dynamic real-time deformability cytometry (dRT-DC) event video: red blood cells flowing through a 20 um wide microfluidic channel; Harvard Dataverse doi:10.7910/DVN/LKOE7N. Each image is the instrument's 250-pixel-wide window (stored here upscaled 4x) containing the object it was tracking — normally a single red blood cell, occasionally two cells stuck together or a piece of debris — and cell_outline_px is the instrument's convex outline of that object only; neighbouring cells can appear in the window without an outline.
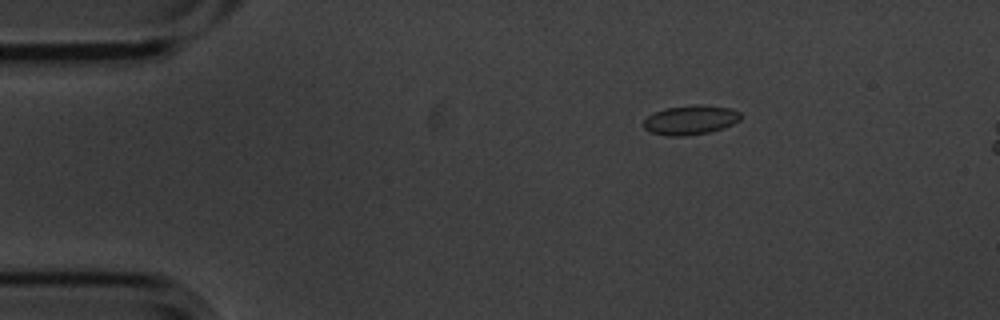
{"species": "common noctule bat (a hibernating species)", "species_latin": "Nyctalus noctula", "temperature_condition": "cold", "stored_images_in_passage": 4, "camera_frame_rate_fps": 3000, "um_per_image_px": 0.085, "animal": {"sex": "male", "body_mass_g": 20.1, "forearm_length_mm": 53.5}, "frame": {"image": 1, "passage_image": 1, "time_ms": 0.0, "image_size_px": [1000, 320], "cell_outline_px": [[740, 120], [724, 128], [708, 132], [684, 136], [668, 136], [652, 132], [644, 128], [644, 120], [648, 116], [664, 108], [692, 104], [704, 104], [732, 108], [740, 112]], "centroid_in_image_um": [58.72, 10.18], "position_along_channel_um": 26.3, "area_um2": 16.7}}